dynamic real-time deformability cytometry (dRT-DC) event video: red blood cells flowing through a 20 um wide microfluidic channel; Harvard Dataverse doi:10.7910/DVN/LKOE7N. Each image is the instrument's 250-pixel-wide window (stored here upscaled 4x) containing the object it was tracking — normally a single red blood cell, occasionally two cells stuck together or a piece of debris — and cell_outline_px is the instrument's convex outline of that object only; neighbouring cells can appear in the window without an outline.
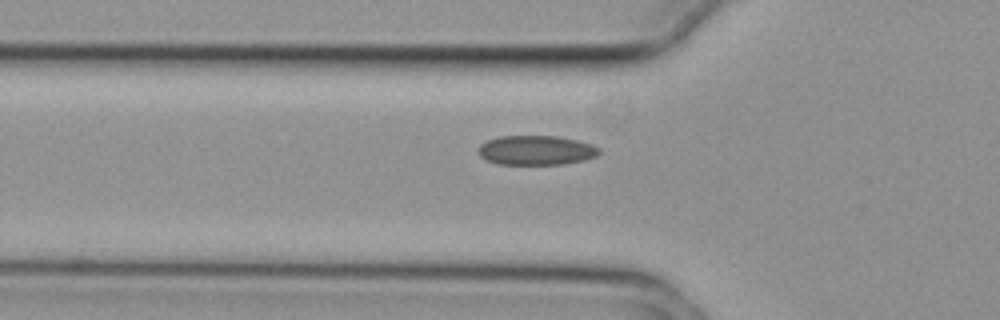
{"species": "common noctule bat (a hibernating species)", "species_latin": "Nyctalus noctula", "temperature_condition": "cold", "stored_images_in_passage": 32, "camera_frame_rate_fps": 3000, "um_per_image_px": 0.085, "animal": {"sex": "female", "body_mass_g": 29.2, "forearm_length_mm": 56.3}, "frame": {"image": 1, "passage_image": 4, "time_ms": 1.0, "image_size_px": [1000, 320], "cell_outline_px": [[600, 152], [596, 156], [584, 160], [564, 164], [496, 164], [484, 160], [476, 152], [480, 144], [488, 140], [500, 136], [556, 136], [576, 140], [592, 144], [600, 148]], "centroid_in_image_um": [45.54, 12.78], "position_along_channel_um": 80.3, "area_um2": 20.92}}
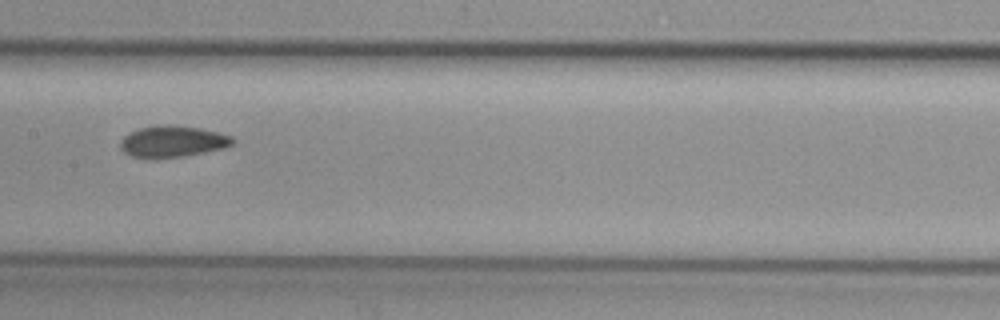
{"frame": {"image": 2, "passage_image": 13, "time_ms": 4.0, "image_size_px": [1000, 320], "cell_outline_px": [[236, 140], [232, 144], [224, 148], [184, 156], [156, 160], [152, 160], [132, 156], [124, 152], [120, 148], [120, 140], [128, 132], [140, 128], [156, 124], [164, 124], [200, 128], [220, 132], [232, 136]], "centroid_in_image_um": [14.64, 12.04], "position_along_channel_um": 192.8, "area_um2": 21.1}}
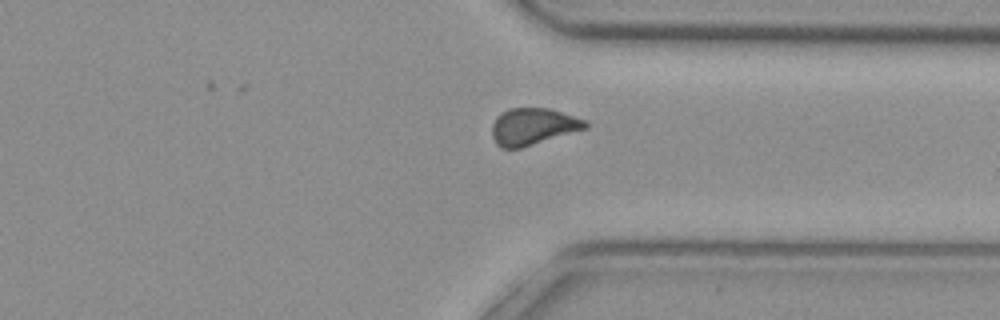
{"frame": {"image": 3, "passage_image": 27, "time_ms": 8.667, "image_size_px": [1000, 320], "cell_outline_px": [[588, 128], [520, 148], [500, 148], [496, 144], [492, 136], [492, 124], [496, 116], [500, 112], [508, 108], [548, 108], [584, 120], [588, 124]], "centroid_in_image_um": [45.25, 10.75], "position_along_channel_um": 366.1, "area_um2": 19.94}, "authors_computed_cell_mechanics": {"area_um2": 20.3456, "velocity_mm_per_s": 3.7225, "shape_relaxation_time_tau1_ms": null, "shape_relaxation_time_tau2_ms": 4.3132, "deformation_change_tau1": null, "deformation_change_tau2": 0.0802}}